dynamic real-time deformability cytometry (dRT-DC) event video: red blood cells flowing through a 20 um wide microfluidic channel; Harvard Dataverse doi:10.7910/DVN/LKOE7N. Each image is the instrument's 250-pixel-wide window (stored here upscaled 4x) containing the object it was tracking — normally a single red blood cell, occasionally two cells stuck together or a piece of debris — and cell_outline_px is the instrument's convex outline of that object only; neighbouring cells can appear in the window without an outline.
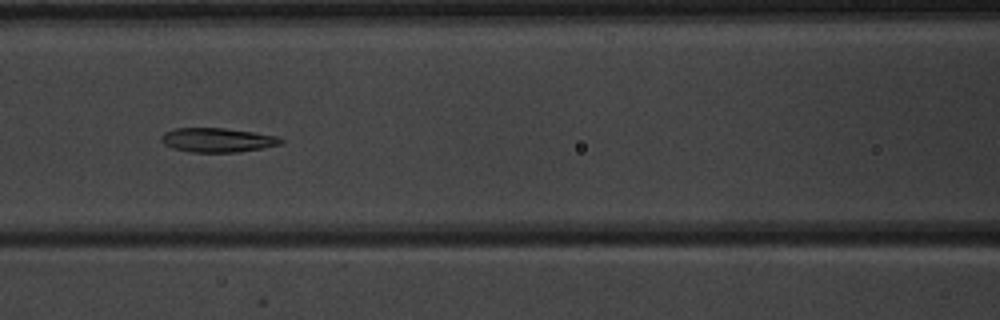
{"species": "common noctule bat (a hibernating species)", "species_latin": "Nyctalus noctula", "temperature_condition": "warm", "stored_images_in_passage": 9, "camera_frame_rate_fps": 3000, "um_per_image_px": 0.085, "animal": {"sex": "male", "body_mass_g": 20.1, "forearm_length_mm": 53.5}, "frame": {"image": 1, "passage_image": 7, "time_ms": 7.0, "image_size_px": [1000, 320], "cell_outline_px": [[284, 140], [280, 144], [264, 148], [240, 152], [192, 152], [172, 148], [164, 144], [160, 140], [160, 136], [164, 132], [176, 128], [224, 128], [252, 132], [276, 136]], "centroid_in_image_um": [18.45, 11.9], "position_along_channel_um": 148.1, "area_um2": 16.88}}
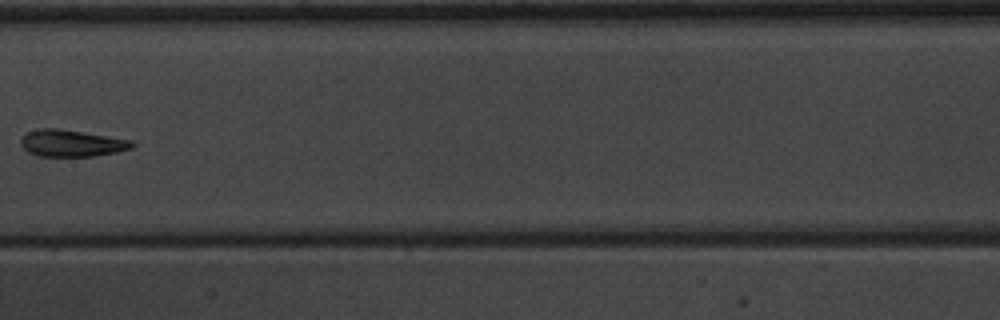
{"frame": {"image": 2, "passage_image": 8, "time_ms": 8.333, "image_size_px": [1000, 320], "cell_outline_px": [[136, 144], [132, 148], [116, 152], [92, 156], [36, 156], [28, 152], [20, 144], [20, 140], [28, 132], [40, 128], [56, 128], [132, 140]], "centroid_in_image_um": [6.08, 12.18], "position_along_channel_um": 201.3, "area_um2": 17.22}}
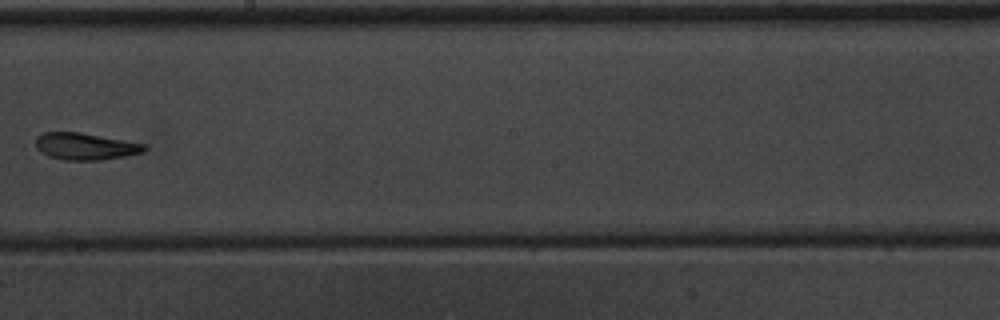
{"frame": {"image": 3, "passage_image": 9, "time_ms": 9.333, "image_size_px": [1000, 320], "cell_outline_px": [[148, 148], [144, 152], [124, 156], [100, 160], [64, 160], [48, 156], [36, 148], [36, 136], [44, 132], [80, 132], [144, 144]], "centroid_in_image_um": [7.23, 12.44], "position_along_channel_um": 241.0, "area_um2": 16.94}}